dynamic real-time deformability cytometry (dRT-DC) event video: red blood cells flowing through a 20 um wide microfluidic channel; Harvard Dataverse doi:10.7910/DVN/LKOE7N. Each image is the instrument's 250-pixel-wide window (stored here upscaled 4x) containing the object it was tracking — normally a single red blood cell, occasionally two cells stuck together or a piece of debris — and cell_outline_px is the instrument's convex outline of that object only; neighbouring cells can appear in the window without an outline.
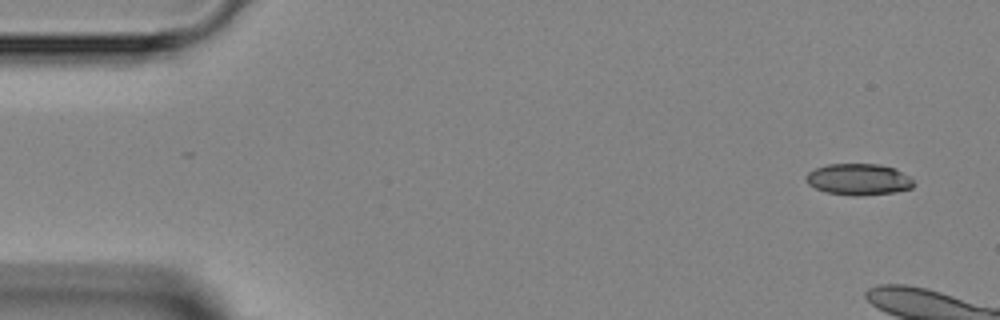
{"species": "Egyptian fruit bat (a non-hibernating species)", "species_latin": "Rousettus aegyptiacus", "temperature_condition": "room temperature", "stored_images_in_passage": 4, "camera_frame_rate_fps": 3000, "um_per_image_px": 0.085, "animal": {"sex": "female"}, "frame": {"image": 1, "passage_image": 1, "time_ms": 0.0, "image_size_px": [1000, 320], "cell_outline_px": [[916, 184], [912, 188], [892, 192], [828, 192], [816, 188], [808, 184], [804, 176], [808, 172], [816, 168], [828, 164], [880, 164], [896, 168], [908, 176]], "centroid_in_image_um": [72.98, 15.17], "position_along_channel_um": 12.0, "area_um2": 18.67}}